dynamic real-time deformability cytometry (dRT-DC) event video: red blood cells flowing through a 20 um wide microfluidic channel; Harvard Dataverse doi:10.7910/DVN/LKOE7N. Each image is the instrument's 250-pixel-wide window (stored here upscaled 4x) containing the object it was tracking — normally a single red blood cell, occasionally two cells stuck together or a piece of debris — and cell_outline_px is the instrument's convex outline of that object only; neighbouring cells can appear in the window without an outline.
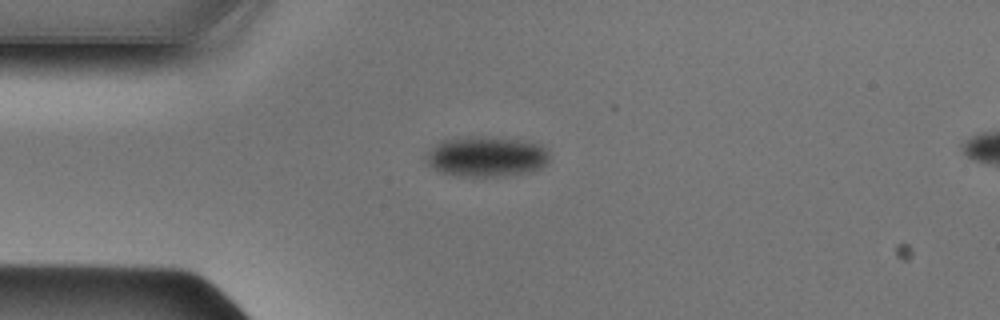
{"species": "Egyptian fruit bat (a non-hibernating species)", "species_latin": "Rousettus aegyptiacus", "temperature_condition": "cold", "stored_images_in_passage": 38, "camera_frame_rate_fps": 3000, "um_per_image_px": 0.085, "animal": {"sex": "male"}, "frame": {"image": 1, "passage_image": 1, "time_ms": 0.0, "image_size_px": [1000, 320], "cell_outline_px": [[548, 164], [532, 172], [504, 176], [468, 176], [440, 172], [432, 168], [424, 160], [424, 156], [440, 140], [464, 136], [488, 136], [524, 140], [544, 144], [548, 152]], "centroid_in_image_um": [41.37, 13.29], "position_along_channel_um": 43.6, "area_um2": 29.59}}
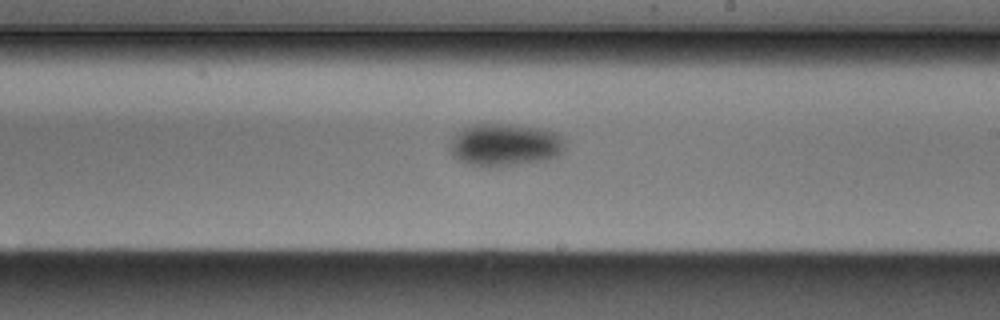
{"frame": {"image": 2, "passage_image": 17, "time_ms": 5.333, "image_size_px": [1000, 320], "cell_outline_px": [[568, 148], [564, 152], [548, 160], [500, 168], [480, 168], [464, 164], [452, 156], [448, 152], [448, 144], [456, 132], [472, 124], [508, 124], [544, 128], [556, 132], [568, 144]], "centroid_in_image_um": [42.9, 12.35], "position_along_channel_um": 246.1, "area_um2": 30.0}}
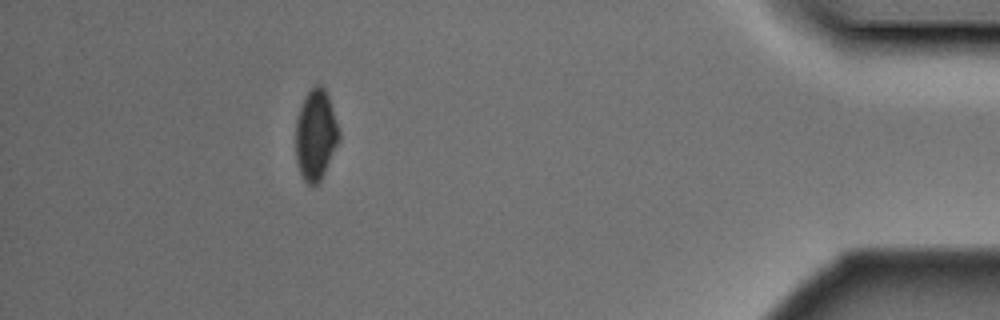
{"frame": {"image": 3, "passage_image": 33, "time_ms": 10.667, "image_size_px": [1000, 320], "cell_outline_px": [[340, 140], [320, 180], [316, 184], [308, 184], [304, 180], [300, 172], [296, 160], [296, 120], [300, 108], [308, 92], [316, 84], [320, 84], [324, 88], [328, 96], [340, 132]], "centroid_in_image_um": [26.84, 11.46], "position_along_channel_um": 408.4, "area_um2": 22.54}}